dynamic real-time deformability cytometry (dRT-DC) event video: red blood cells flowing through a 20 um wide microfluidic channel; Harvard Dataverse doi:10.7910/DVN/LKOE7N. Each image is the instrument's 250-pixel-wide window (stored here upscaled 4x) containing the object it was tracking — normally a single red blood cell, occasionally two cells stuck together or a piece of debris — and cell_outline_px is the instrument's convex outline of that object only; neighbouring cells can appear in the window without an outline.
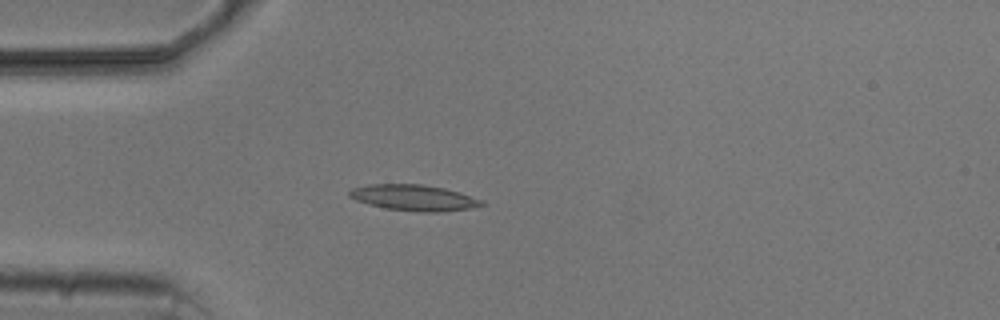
{"species": "common noctule bat (a hibernating species)", "species_latin": "Nyctalus noctula", "temperature_condition": "cold", "stored_images_in_passage": 2, "camera_frame_rate_fps": 3000, "um_per_image_px": 0.085, "animal": {"sex": "male", "body_mass_g": 20.5, "forearm_length_mm": 52.5}, "frame": {"image": 1, "passage_image": 2, "time_ms": 2.0, "image_size_px": [1000, 320], "cell_outline_px": [[488, 204], [468, 208], [440, 212], [424, 212], [388, 208], [368, 204], [356, 200], [348, 196], [348, 192], [352, 188], [368, 184], [424, 184], [444, 188], [460, 192], [484, 200]], "centroid_in_image_um": [35.21, 16.79], "position_along_channel_um": 49.8, "area_um2": 20.0}}